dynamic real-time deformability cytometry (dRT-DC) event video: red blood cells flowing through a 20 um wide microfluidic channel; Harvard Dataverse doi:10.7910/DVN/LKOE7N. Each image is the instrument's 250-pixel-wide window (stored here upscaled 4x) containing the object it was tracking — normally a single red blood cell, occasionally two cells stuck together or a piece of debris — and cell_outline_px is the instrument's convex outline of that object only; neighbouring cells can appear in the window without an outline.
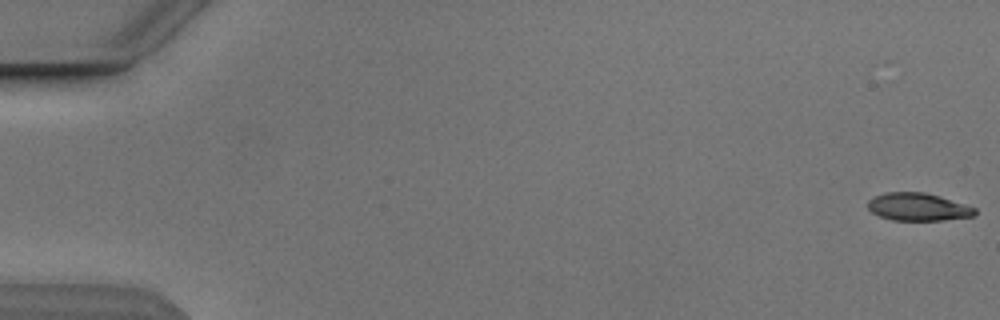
{"species": "Egyptian fruit bat (a non-hibernating species)", "species_latin": "Rousettus aegyptiacus", "temperature_condition": "cold", "stored_images_in_passage": 10, "camera_frame_rate_fps": 3000, "um_per_image_px": 0.085, "animal": {"sex": "male"}, "frame": {"image": 1, "passage_image": 1, "time_ms": 0.0, "image_size_px": [1000, 320], "cell_outline_px": [[976, 216], [944, 220], [892, 220], [880, 216], [872, 212], [868, 208], [868, 200], [884, 192], [924, 192], [940, 196], [976, 208]], "centroid_in_image_um": [78.05, 17.59], "position_along_channel_um": 7.0, "area_um2": 17.28}}
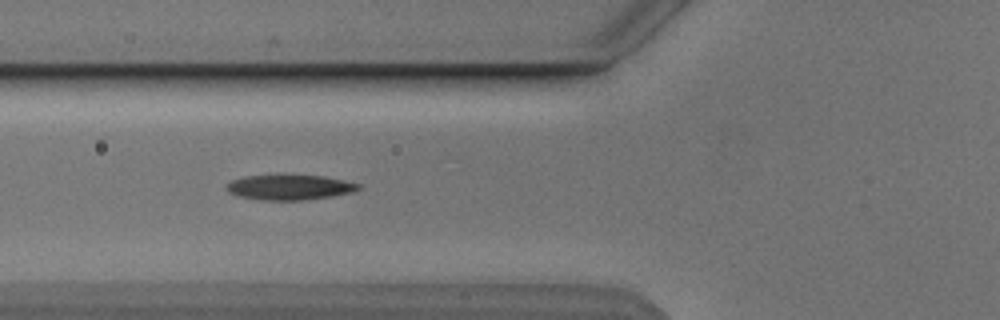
{"frame": {"image": 2, "passage_image": 6, "time_ms": 6.667, "image_size_px": [1000, 320], "cell_outline_px": [[360, 188], [352, 192], [332, 196], [304, 200], [260, 200], [240, 196], [228, 192], [224, 188], [232, 180], [248, 176], [276, 172], [324, 176], [344, 180], [360, 184]], "centroid_in_image_um": [24.59, 15.87], "position_along_channel_um": 101.2, "area_um2": 20.06}}
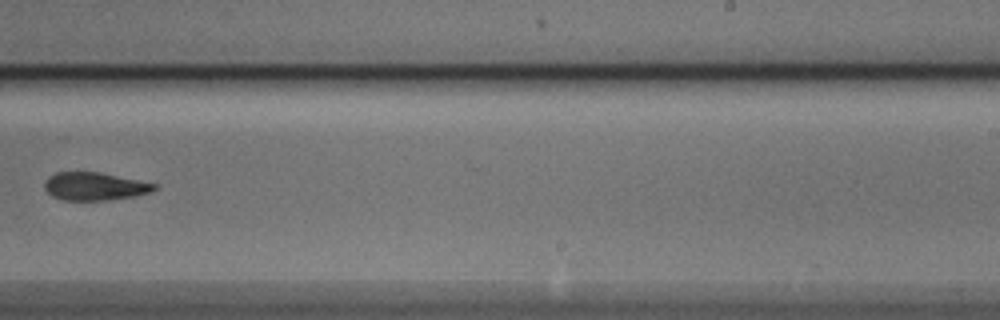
{"frame": {"image": 3, "passage_image": 10, "time_ms": 11.333, "image_size_px": [1000, 320], "cell_outline_px": [[156, 188], [152, 192], [136, 196], [108, 200], [64, 200], [52, 196], [44, 188], [44, 184], [48, 176], [56, 172], [96, 172], [156, 184]], "centroid_in_image_um": [8.01, 15.85], "position_along_channel_um": 281.0, "area_um2": 17.69}}